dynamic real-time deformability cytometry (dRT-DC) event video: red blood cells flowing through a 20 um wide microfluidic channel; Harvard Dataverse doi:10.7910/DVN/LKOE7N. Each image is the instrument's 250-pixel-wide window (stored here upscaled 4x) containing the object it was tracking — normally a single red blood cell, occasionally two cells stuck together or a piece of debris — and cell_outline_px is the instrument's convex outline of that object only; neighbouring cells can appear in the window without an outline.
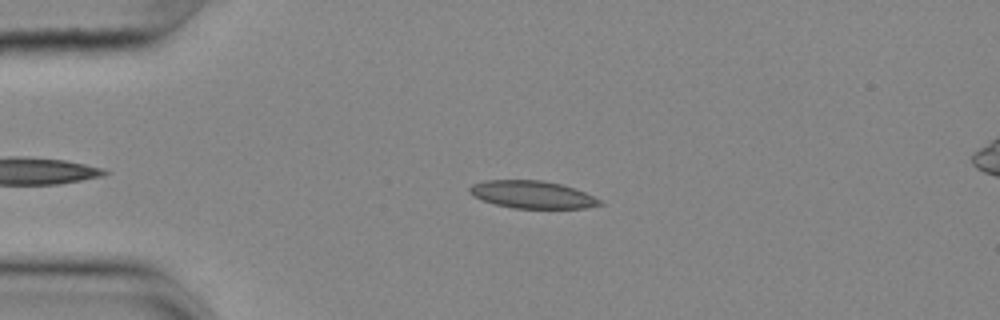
{"species": "common noctule bat (a hibernating species)", "species_latin": "Nyctalus noctula", "temperature_condition": "cold", "stored_images_in_passage": 49, "camera_frame_rate_fps": 3000, "um_per_image_px": 0.085, "animal": {"sex": "female", "body_mass_g": 25.1}, "frame": {"image": 1, "passage_image": 12, "time_ms": 3.667, "image_size_px": [1000, 320], "cell_outline_px": [[604, 204], [584, 208], [512, 208], [496, 204], [472, 196], [468, 192], [468, 188], [472, 184], [484, 180], [540, 180], [560, 184], [576, 188], [600, 200]], "centroid_in_image_um": [45.21, 16.53], "position_along_channel_um": 39.8, "area_um2": 20.81}}
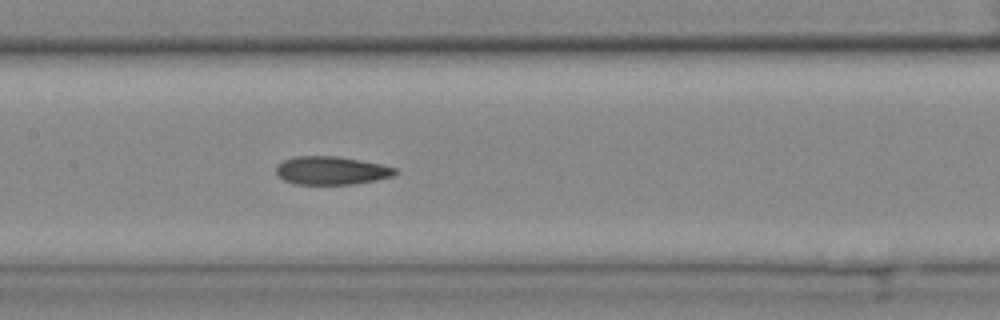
{"frame": {"image": 2, "passage_image": 26, "time_ms": 8.333, "image_size_px": [1000, 320], "cell_outline_px": [[400, 172], [396, 176], [376, 180], [352, 184], [296, 184], [284, 180], [276, 172], [276, 168], [284, 160], [292, 156], [336, 156], [360, 160], [380, 164], [396, 168]], "centroid_in_image_um": [28.22, 14.49], "position_along_channel_um": 179.2, "area_um2": 19.59}}
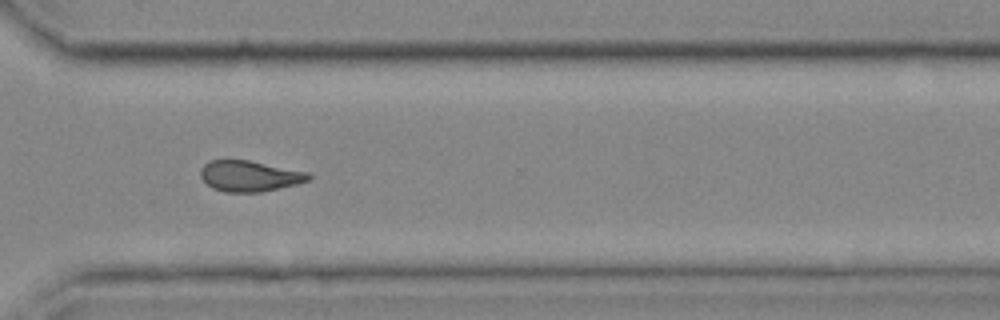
{"frame": {"image": 3, "passage_image": 40, "time_ms": 13.0, "image_size_px": [1000, 320], "cell_outline_px": [[312, 176], [308, 180], [296, 184], [260, 192], [224, 192], [212, 188], [200, 176], [200, 168], [208, 160], [248, 160], [308, 172]], "centroid_in_image_um": [21.18, 14.96], "position_along_channel_um": 349.4, "area_um2": 19.31}, "authors_computed_cell_mechanics": {"area_um2": 20.4034, "velocity_mm_per_s": 3.6378, "shape_relaxation_time_tau1_ms": null, "shape_relaxation_time_tau2_ms": 3.7058, "deformation_change_tau1": null, "deformation_change_tau2": 0.1115}}